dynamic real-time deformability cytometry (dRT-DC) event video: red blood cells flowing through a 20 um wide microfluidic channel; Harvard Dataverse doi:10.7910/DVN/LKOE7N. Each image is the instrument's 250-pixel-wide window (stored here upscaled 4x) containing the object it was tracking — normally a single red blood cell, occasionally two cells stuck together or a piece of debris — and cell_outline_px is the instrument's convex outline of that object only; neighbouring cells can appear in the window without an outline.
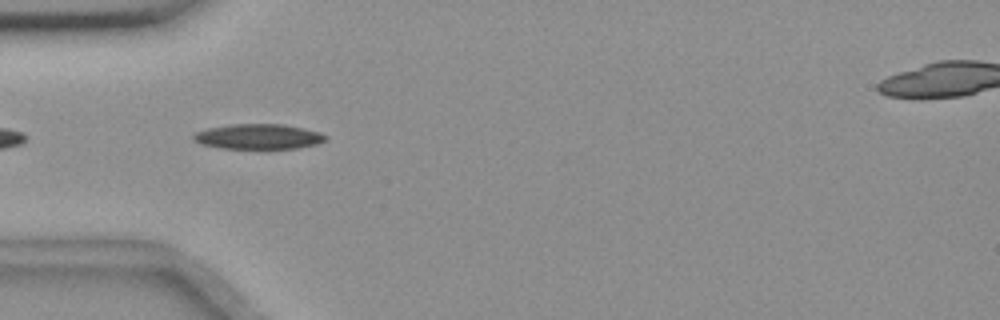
{"species": "common noctule bat (a hibernating species)", "species_latin": "Nyctalus noctula", "temperature_condition": "room temperature", "stored_images_in_passage": 6, "camera_frame_rate_fps": 3000, "um_per_image_px": 0.085, "animal": {"sex": "female", "body_mass_g": 18.4}, "frame": {"image": 1, "passage_image": 3, "time_ms": 0.667, "image_size_px": [1000, 320], "cell_outline_px": [[328, 140], [316, 144], [296, 148], [220, 148], [200, 144], [192, 140], [192, 136], [196, 132], [208, 128], [228, 124], [284, 124], [304, 128], [320, 132], [328, 136]], "centroid_in_image_um": [21.96, 11.6], "position_along_channel_um": 63.0, "area_um2": 19.48}}
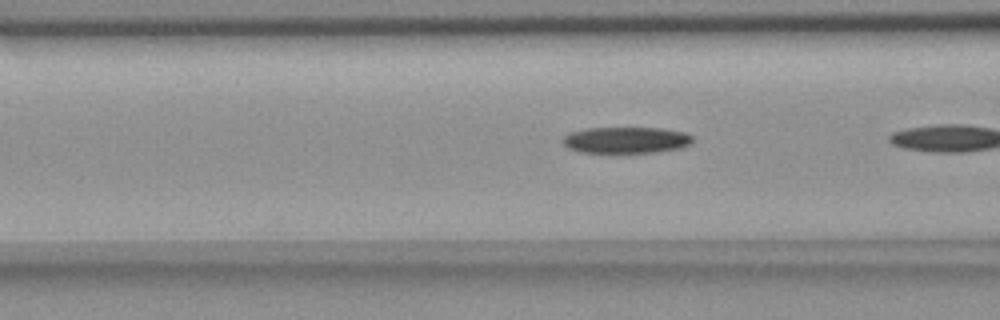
{"frame": {"image": 2, "passage_image": 5, "time_ms": 1.333, "image_size_px": [1000, 320], "cell_outline_px": [[692, 140], [688, 144], [680, 148], [652, 152], [580, 152], [568, 148], [560, 140], [564, 136], [572, 132], [584, 128], [660, 128], [688, 132], [692, 136]], "centroid_in_image_um": [53.19, 11.89], "position_along_channel_um": 113.4, "area_um2": 19.83}}